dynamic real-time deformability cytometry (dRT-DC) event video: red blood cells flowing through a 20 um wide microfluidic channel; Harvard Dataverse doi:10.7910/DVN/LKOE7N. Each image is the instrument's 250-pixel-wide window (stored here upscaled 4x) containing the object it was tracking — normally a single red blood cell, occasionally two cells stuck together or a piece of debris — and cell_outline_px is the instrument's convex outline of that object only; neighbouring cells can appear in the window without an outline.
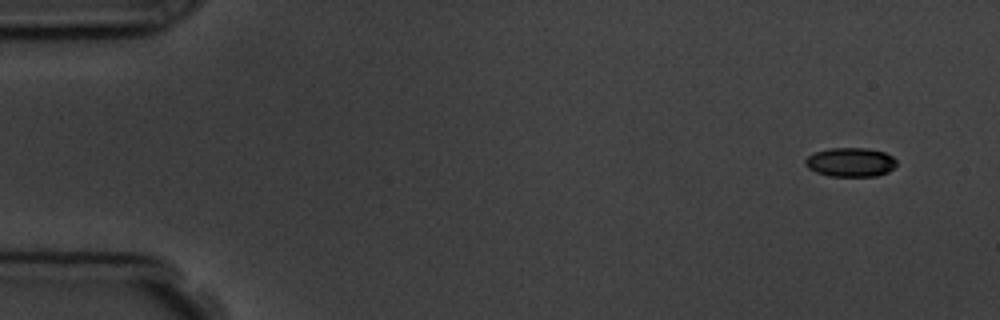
{"species": "common noctule bat (a hibernating species)", "species_latin": "Nyctalus noctula", "temperature_condition": "room temperature", "stored_images_in_passage": 5, "camera_frame_rate_fps": 3000, "um_per_image_px": 0.085, "animal": {"sex": "male", "body_mass_g": 19.5, "forearm_length_mm": 54.6}, "frame": {"image": 1, "passage_image": 1, "time_ms": 0.0, "image_size_px": [1000, 320], "cell_outline_px": [[896, 164], [888, 172], [876, 176], [828, 176], [816, 172], [808, 168], [804, 164], [804, 160], [808, 156], [816, 152], [832, 148], [868, 148], [884, 152], [892, 156], [896, 160]], "centroid_in_image_um": [72.28, 13.79], "position_along_channel_um": 12.7, "area_um2": 15.43}}
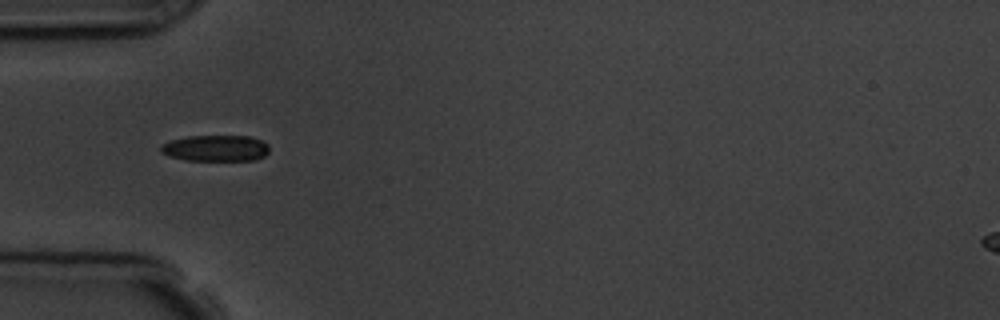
{"frame": {"image": 2, "passage_image": 5, "time_ms": 4.667, "image_size_px": [1000, 320], "cell_outline_px": [[268, 152], [264, 156], [252, 160], [184, 160], [168, 156], [160, 152], [160, 144], [172, 140], [188, 136], [252, 136], [268, 144]], "centroid_in_image_um": [18.3, 12.59], "position_along_channel_um": 66.7, "area_um2": 16.59}}